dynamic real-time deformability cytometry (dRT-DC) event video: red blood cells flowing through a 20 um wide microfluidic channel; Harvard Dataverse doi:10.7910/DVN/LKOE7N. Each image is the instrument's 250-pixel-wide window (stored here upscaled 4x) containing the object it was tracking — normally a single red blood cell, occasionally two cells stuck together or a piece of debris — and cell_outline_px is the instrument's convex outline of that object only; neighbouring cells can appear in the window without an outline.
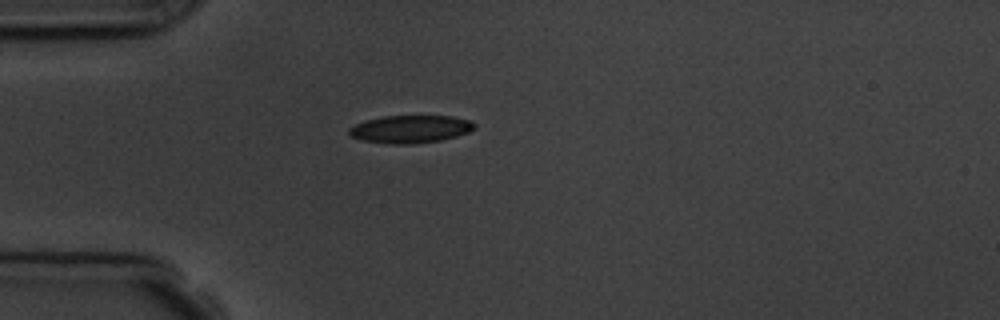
{"species": "common noctule bat (a hibernating species)", "species_latin": "Nyctalus noctula", "temperature_condition": "room temperature", "stored_images_in_passage": 2, "camera_frame_rate_fps": 3000, "um_per_image_px": 0.085, "animal": {"sex": "male", "body_mass_g": 19.5, "forearm_length_mm": 54.6}, "frame": {"image": 1, "passage_image": 1, "time_ms": 0.0, "image_size_px": [1000, 320], "cell_outline_px": [[476, 128], [468, 132], [456, 136], [440, 140], [412, 144], [388, 144], [364, 140], [352, 136], [348, 132], [348, 128], [356, 124], [368, 120], [384, 116], [452, 116], [468, 120], [476, 124]], "centroid_in_image_um": [34.9, 10.97], "position_along_channel_um": 50.1, "area_um2": 20.06}}